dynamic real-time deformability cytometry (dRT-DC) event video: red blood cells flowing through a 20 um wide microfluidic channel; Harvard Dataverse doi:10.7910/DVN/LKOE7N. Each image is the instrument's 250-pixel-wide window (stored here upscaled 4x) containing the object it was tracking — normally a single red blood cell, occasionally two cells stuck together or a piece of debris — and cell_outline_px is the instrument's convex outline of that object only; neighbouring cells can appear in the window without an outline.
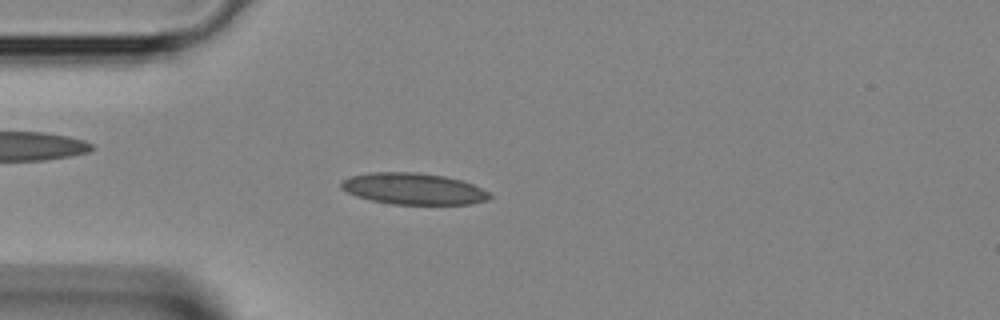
{"species": "Egyptian fruit bat (a non-hibernating species)", "species_latin": "Rousettus aegyptiacus", "temperature_condition": "room temperature", "stored_images_in_passage": 1, "camera_frame_rate_fps": 3000, "um_per_image_px": 0.085, "animal": {"sex": "female"}, "frame": {"image": 1, "passage_image": 1, "time_ms": 0.0, "image_size_px": [1000, 320], "cell_outline_px": [[492, 196], [488, 200], [472, 204], [392, 204], [372, 200], [356, 196], [340, 188], [340, 180], [352, 176], [372, 172], [416, 172], [444, 176], [460, 180], [472, 184], [488, 192]], "centroid_in_image_um": [35.12, 16.04], "position_along_channel_um": 49.9, "area_um2": 27.11}}